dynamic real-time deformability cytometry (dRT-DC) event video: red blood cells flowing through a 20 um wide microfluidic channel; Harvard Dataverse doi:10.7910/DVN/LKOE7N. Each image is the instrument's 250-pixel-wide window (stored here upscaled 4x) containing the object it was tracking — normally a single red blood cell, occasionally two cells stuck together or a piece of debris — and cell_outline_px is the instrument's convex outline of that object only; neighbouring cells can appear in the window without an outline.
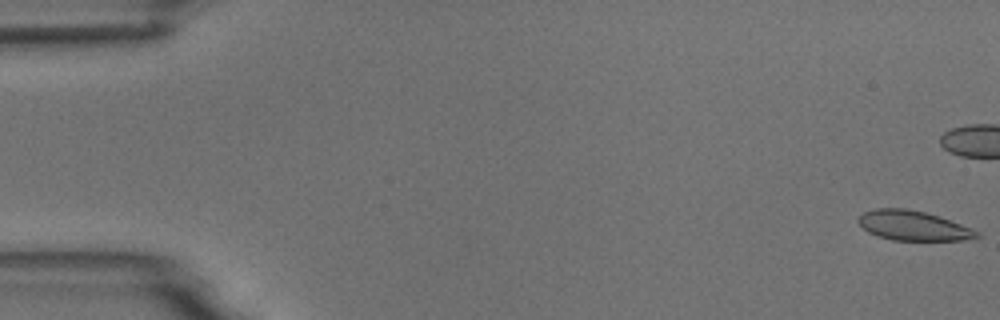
{"species": "common noctule bat (a hibernating species)", "species_latin": "Nyctalus noctula", "temperature_condition": "room temperature", "stored_images_in_passage": 16, "camera_frame_rate_fps": 3000, "um_per_image_px": 0.085, "animal": {"sex": "male", "body_mass_g": 18.8}, "frame": {"image": 1, "passage_image": 1, "time_ms": 0.0, "image_size_px": [1000, 320], "cell_outline_px": [[980, 236], [976, 240], [892, 240], [868, 232], [856, 220], [864, 212], [876, 208], [904, 208], [924, 212], [940, 216], [972, 228], [980, 232]], "centroid_in_image_um": [77.68, 19.18], "position_along_channel_um": 7.3, "area_um2": 20.58}}
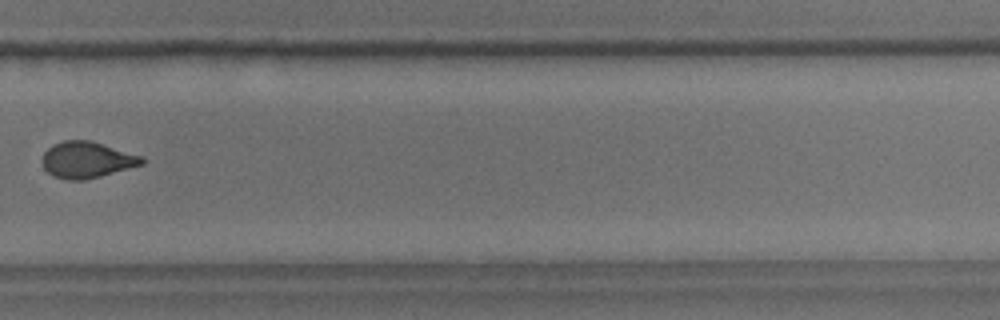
{"frame": {"image": 2, "passage_image": 12, "time_ms": 13.333, "image_size_px": [1000, 320], "cell_outline_px": [[144, 164], [100, 176], [84, 180], [68, 180], [52, 176], [44, 168], [40, 160], [44, 152], [52, 144], [64, 140], [88, 140], [144, 156]], "centroid_in_image_um": [7.35, 13.59], "position_along_channel_um": 322.4, "area_um2": 21.15}}
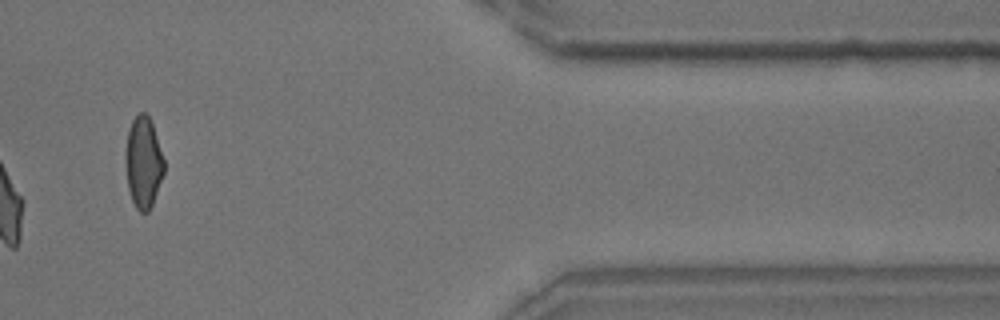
{"frame": {"image": 3, "passage_image": 14, "time_ms": 16.333, "image_size_px": [1000, 320], "cell_outline_px": [[164, 172], [152, 204], [148, 212], [140, 212], [136, 208], [132, 200], [128, 188], [124, 164], [124, 156], [128, 128], [132, 120], [140, 112], [144, 112], [148, 116], [152, 124], [164, 160]], "centroid_in_image_um": [12.15, 13.8], "position_along_channel_um": 399.3, "area_um2": 20.52}, "authors_computed_cell_mechanics": {"area_um2": 21.2415, "velocity_mm_per_s": 3.7316, "shape_relaxation_time_tau1_ms": 2.948, "shape_relaxation_time_tau2_ms": 1.0529, "deformation_change_tau1": 0.1564, "deformation_change_tau2": 0.0301}}